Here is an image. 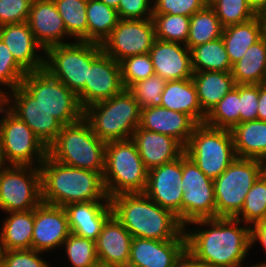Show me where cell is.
Masks as SVG:
<instances>
[{"label":"cell","mask_w":266,"mask_h":267,"mask_svg":"<svg viewBox=\"0 0 266 267\" xmlns=\"http://www.w3.org/2000/svg\"><path fill=\"white\" fill-rule=\"evenodd\" d=\"M27 23L35 40L44 50L73 42L53 0H33Z\"/></svg>","instance_id":"cell-19"},{"label":"cell","mask_w":266,"mask_h":267,"mask_svg":"<svg viewBox=\"0 0 266 267\" xmlns=\"http://www.w3.org/2000/svg\"><path fill=\"white\" fill-rule=\"evenodd\" d=\"M161 107L189 115L197 124L204 123L196 86L190 79L167 81L163 90Z\"/></svg>","instance_id":"cell-27"},{"label":"cell","mask_w":266,"mask_h":267,"mask_svg":"<svg viewBox=\"0 0 266 267\" xmlns=\"http://www.w3.org/2000/svg\"><path fill=\"white\" fill-rule=\"evenodd\" d=\"M132 238L130 232L112 215L95 241L98 261L116 267H128Z\"/></svg>","instance_id":"cell-26"},{"label":"cell","mask_w":266,"mask_h":267,"mask_svg":"<svg viewBox=\"0 0 266 267\" xmlns=\"http://www.w3.org/2000/svg\"><path fill=\"white\" fill-rule=\"evenodd\" d=\"M152 20L156 39L186 45L190 28V17L172 14H153Z\"/></svg>","instance_id":"cell-38"},{"label":"cell","mask_w":266,"mask_h":267,"mask_svg":"<svg viewBox=\"0 0 266 267\" xmlns=\"http://www.w3.org/2000/svg\"><path fill=\"white\" fill-rule=\"evenodd\" d=\"M153 14H172L191 17L203 9L206 0H152Z\"/></svg>","instance_id":"cell-46"},{"label":"cell","mask_w":266,"mask_h":267,"mask_svg":"<svg viewBox=\"0 0 266 267\" xmlns=\"http://www.w3.org/2000/svg\"><path fill=\"white\" fill-rule=\"evenodd\" d=\"M141 108L129 89L84 109L83 117L105 143L128 140L140 125Z\"/></svg>","instance_id":"cell-4"},{"label":"cell","mask_w":266,"mask_h":267,"mask_svg":"<svg viewBox=\"0 0 266 267\" xmlns=\"http://www.w3.org/2000/svg\"><path fill=\"white\" fill-rule=\"evenodd\" d=\"M248 267H263V266H258V265H253V264H251V265L248 266Z\"/></svg>","instance_id":"cell-61"},{"label":"cell","mask_w":266,"mask_h":267,"mask_svg":"<svg viewBox=\"0 0 266 267\" xmlns=\"http://www.w3.org/2000/svg\"><path fill=\"white\" fill-rule=\"evenodd\" d=\"M73 41L87 42L86 8L88 0H53Z\"/></svg>","instance_id":"cell-36"},{"label":"cell","mask_w":266,"mask_h":267,"mask_svg":"<svg viewBox=\"0 0 266 267\" xmlns=\"http://www.w3.org/2000/svg\"><path fill=\"white\" fill-rule=\"evenodd\" d=\"M6 165H7V164H6L5 161H4L3 154H2V151H1V139H0V172L2 171V169H3Z\"/></svg>","instance_id":"cell-57"},{"label":"cell","mask_w":266,"mask_h":267,"mask_svg":"<svg viewBox=\"0 0 266 267\" xmlns=\"http://www.w3.org/2000/svg\"><path fill=\"white\" fill-rule=\"evenodd\" d=\"M196 125L197 123L189 115L161 106L141 109L140 128L171 136L184 147Z\"/></svg>","instance_id":"cell-25"},{"label":"cell","mask_w":266,"mask_h":267,"mask_svg":"<svg viewBox=\"0 0 266 267\" xmlns=\"http://www.w3.org/2000/svg\"><path fill=\"white\" fill-rule=\"evenodd\" d=\"M0 39L27 72L44 69L45 50L35 40L27 22L1 25Z\"/></svg>","instance_id":"cell-21"},{"label":"cell","mask_w":266,"mask_h":267,"mask_svg":"<svg viewBox=\"0 0 266 267\" xmlns=\"http://www.w3.org/2000/svg\"><path fill=\"white\" fill-rule=\"evenodd\" d=\"M98 1L103 2L107 6H110V7L115 8V9L118 8V5L120 3V0H98Z\"/></svg>","instance_id":"cell-56"},{"label":"cell","mask_w":266,"mask_h":267,"mask_svg":"<svg viewBox=\"0 0 266 267\" xmlns=\"http://www.w3.org/2000/svg\"><path fill=\"white\" fill-rule=\"evenodd\" d=\"M33 0H0V26L27 22Z\"/></svg>","instance_id":"cell-48"},{"label":"cell","mask_w":266,"mask_h":267,"mask_svg":"<svg viewBox=\"0 0 266 267\" xmlns=\"http://www.w3.org/2000/svg\"><path fill=\"white\" fill-rule=\"evenodd\" d=\"M235 218L249 226L266 219V178L263 174L248 191L244 205Z\"/></svg>","instance_id":"cell-39"},{"label":"cell","mask_w":266,"mask_h":267,"mask_svg":"<svg viewBox=\"0 0 266 267\" xmlns=\"http://www.w3.org/2000/svg\"><path fill=\"white\" fill-rule=\"evenodd\" d=\"M21 86L63 125L83 117L77 95L45 69L27 72Z\"/></svg>","instance_id":"cell-9"},{"label":"cell","mask_w":266,"mask_h":267,"mask_svg":"<svg viewBox=\"0 0 266 267\" xmlns=\"http://www.w3.org/2000/svg\"><path fill=\"white\" fill-rule=\"evenodd\" d=\"M208 4L223 27L244 23L257 16L247 0H212Z\"/></svg>","instance_id":"cell-41"},{"label":"cell","mask_w":266,"mask_h":267,"mask_svg":"<svg viewBox=\"0 0 266 267\" xmlns=\"http://www.w3.org/2000/svg\"><path fill=\"white\" fill-rule=\"evenodd\" d=\"M262 30V37L266 39V7L257 12Z\"/></svg>","instance_id":"cell-53"},{"label":"cell","mask_w":266,"mask_h":267,"mask_svg":"<svg viewBox=\"0 0 266 267\" xmlns=\"http://www.w3.org/2000/svg\"><path fill=\"white\" fill-rule=\"evenodd\" d=\"M116 10L120 19H151L153 2L152 0H120Z\"/></svg>","instance_id":"cell-49"},{"label":"cell","mask_w":266,"mask_h":267,"mask_svg":"<svg viewBox=\"0 0 266 267\" xmlns=\"http://www.w3.org/2000/svg\"><path fill=\"white\" fill-rule=\"evenodd\" d=\"M262 174L266 178V159L262 160Z\"/></svg>","instance_id":"cell-58"},{"label":"cell","mask_w":266,"mask_h":267,"mask_svg":"<svg viewBox=\"0 0 266 267\" xmlns=\"http://www.w3.org/2000/svg\"><path fill=\"white\" fill-rule=\"evenodd\" d=\"M42 202L65 207L71 203L110 201L103 173L72 167L49 155L40 164Z\"/></svg>","instance_id":"cell-3"},{"label":"cell","mask_w":266,"mask_h":267,"mask_svg":"<svg viewBox=\"0 0 266 267\" xmlns=\"http://www.w3.org/2000/svg\"><path fill=\"white\" fill-rule=\"evenodd\" d=\"M70 229L64 207L41 202L34 209L31 249L48 253L62 248Z\"/></svg>","instance_id":"cell-18"},{"label":"cell","mask_w":266,"mask_h":267,"mask_svg":"<svg viewBox=\"0 0 266 267\" xmlns=\"http://www.w3.org/2000/svg\"><path fill=\"white\" fill-rule=\"evenodd\" d=\"M173 267H207L197 259L187 248L177 258Z\"/></svg>","instance_id":"cell-51"},{"label":"cell","mask_w":266,"mask_h":267,"mask_svg":"<svg viewBox=\"0 0 266 267\" xmlns=\"http://www.w3.org/2000/svg\"><path fill=\"white\" fill-rule=\"evenodd\" d=\"M113 215L132 237L155 240L186 239L184 226L170 210L145 193H123L110 198Z\"/></svg>","instance_id":"cell-2"},{"label":"cell","mask_w":266,"mask_h":267,"mask_svg":"<svg viewBox=\"0 0 266 267\" xmlns=\"http://www.w3.org/2000/svg\"><path fill=\"white\" fill-rule=\"evenodd\" d=\"M61 249L66 254L67 262L71 263L67 267H92L99 262L95 242L73 233L69 234Z\"/></svg>","instance_id":"cell-40"},{"label":"cell","mask_w":266,"mask_h":267,"mask_svg":"<svg viewBox=\"0 0 266 267\" xmlns=\"http://www.w3.org/2000/svg\"><path fill=\"white\" fill-rule=\"evenodd\" d=\"M148 170L131 140L106 143L103 182L109 198L123 193H144Z\"/></svg>","instance_id":"cell-6"},{"label":"cell","mask_w":266,"mask_h":267,"mask_svg":"<svg viewBox=\"0 0 266 267\" xmlns=\"http://www.w3.org/2000/svg\"><path fill=\"white\" fill-rule=\"evenodd\" d=\"M232 77L236 84L266 83V39L251 45L243 57L232 65Z\"/></svg>","instance_id":"cell-31"},{"label":"cell","mask_w":266,"mask_h":267,"mask_svg":"<svg viewBox=\"0 0 266 267\" xmlns=\"http://www.w3.org/2000/svg\"><path fill=\"white\" fill-rule=\"evenodd\" d=\"M262 175V161L238 158L214 181L216 217H235L246 195Z\"/></svg>","instance_id":"cell-8"},{"label":"cell","mask_w":266,"mask_h":267,"mask_svg":"<svg viewBox=\"0 0 266 267\" xmlns=\"http://www.w3.org/2000/svg\"><path fill=\"white\" fill-rule=\"evenodd\" d=\"M250 243L251 249L254 245L256 246L259 243L263 247V251L266 252V219L256 222L250 226ZM258 266H266V260L258 262Z\"/></svg>","instance_id":"cell-50"},{"label":"cell","mask_w":266,"mask_h":267,"mask_svg":"<svg viewBox=\"0 0 266 267\" xmlns=\"http://www.w3.org/2000/svg\"><path fill=\"white\" fill-rule=\"evenodd\" d=\"M223 26L214 9L207 4L190 17V28L186 42L189 50L192 48L221 38Z\"/></svg>","instance_id":"cell-34"},{"label":"cell","mask_w":266,"mask_h":267,"mask_svg":"<svg viewBox=\"0 0 266 267\" xmlns=\"http://www.w3.org/2000/svg\"><path fill=\"white\" fill-rule=\"evenodd\" d=\"M27 71L14 59L7 45L0 39V88L5 92L21 85Z\"/></svg>","instance_id":"cell-44"},{"label":"cell","mask_w":266,"mask_h":267,"mask_svg":"<svg viewBox=\"0 0 266 267\" xmlns=\"http://www.w3.org/2000/svg\"><path fill=\"white\" fill-rule=\"evenodd\" d=\"M184 232L186 248L207 267L250 266L244 263L251 250L250 226L239 219H199L187 224Z\"/></svg>","instance_id":"cell-1"},{"label":"cell","mask_w":266,"mask_h":267,"mask_svg":"<svg viewBox=\"0 0 266 267\" xmlns=\"http://www.w3.org/2000/svg\"><path fill=\"white\" fill-rule=\"evenodd\" d=\"M182 156L178 159L152 168L148 171L144 193L160 207L172 211L181 223V202L183 190Z\"/></svg>","instance_id":"cell-17"},{"label":"cell","mask_w":266,"mask_h":267,"mask_svg":"<svg viewBox=\"0 0 266 267\" xmlns=\"http://www.w3.org/2000/svg\"><path fill=\"white\" fill-rule=\"evenodd\" d=\"M184 153L214 181L236 158L231 130L197 124Z\"/></svg>","instance_id":"cell-7"},{"label":"cell","mask_w":266,"mask_h":267,"mask_svg":"<svg viewBox=\"0 0 266 267\" xmlns=\"http://www.w3.org/2000/svg\"><path fill=\"white\" fill-rule=\"evenodd\" d=\"M43 253L34 249L3 251L2 267H52Z\"/></svg>","instance_id":"cell-45"},{"label":"cell","mask_w":266,"mask_h":267,"mask_svg":"<svg viewBox=\"0 0 266 267\" xmlns=\"http://www.w3.org/2000/svg\"><path fill=\"white\" fill-rule=\"evenodd\" d=\"M250 6L255 10L257 13L261 9L266 7V0H247Z\"/></svg>","instance_id":"cell-54"},{"label":"cell","mask_w":266,"mask_h":267,"mask_svg":"<svg viewBox=\"0 0 266 267\" xmlns=\"http://www.w3.org/2000/svg\"><path fill=\"white\" fill-rule=\"evenodd\" d=\"M70 233L96 241L103 225L113 215L110 201L71 203L65 207Z\"/></svg>","instance_id":"cell-24"},{"label":"cell","mask_w":266,"mask_h":267,"mask_svg":"<svg viewBox=\"0 0 266 267\" xmlns=\"http://www.w3.org/2000/svg\"><path fill=\"white\" fill-rule=\"evenodd\" d=\"M155 39L152 18L120 19L101 48L105 54L120 62L126 57L149 53Z\"/></svg>","instance_id":"cell-15"},{"label":"cell","mask_w":266,"mask_h":267,"mask_svg":"<svg viewBox=\"0 0 266 267\" xmlns=\"http://www.w3.org/2000/svg\"><path fill=\"white\" fill-rule=\"evenodd\" d=\"M160 75L154 74L145 80L136 82L129 90L133 93L140 108L161 106L162 93L166 85Z\"/></svg>","instance_id":"cell-43"},{"label":"cell","mask_w":266,"mask_h":267,"mask_svg":"<svg viewBox=\"0 0 266 267\" xmlns=\"http://www.w3.org/2000/svg\"><path fill=\"white\" fill-rule=\"evenodd\" d=\"M239 84L228 92L206 115L208 126L232 130L239 124Z\"/></svg>","instance_id":"cell-37"},{"label":"cell","mask_w":266,"mask_h":267,"mask_svg":"<svg viewBox=\"0 0 266 267\" xmlns=\"http://www.w3.org/2000/svg\"><path fill=\"white\" fill-rule=\"evenodd\" d=\"M87 42L102 44L120 20L118 11L98 0H88Z\"/></svg>","instance_id":"cell-33"},{"label":"cell","mask_w":266,"mask_h":267,"mask_svg":"<svg viewBox=\"0 0 266 267\" xmlns=\"http://www.w3.org/2000/svg\"><path fill=\"white\" fill-rule=\"evenodd\" d=\"M105 150L106 143L93 133L89 122L82 117L62 127L48 147V155L61 164L103 173Z\"/></svg>","instance_id":"cell-5"},{"label":"cell","mask_w":266,"mask_h":267,"mask_svg":"<svg viewBox=\"0 0 266 267\" xmlns=\"http://www.w3.org/2000/svg\"><path fill=\"white\" fill-rule=\"evenodd\" d=\"M131 140L148 171L184 154L185 147L175 138L140 127L133 132Z\"/></svg>","instance_id":"cell-23"},{"label":"cell","mask_w":266,"mask_h":267,"mask_svg":"<svg viewBox=\"0 0 266 267\" xmlns=\"http://www.w3.org/2000/svg\"><path fill=\"white\" fill-rule=\"evenodd\" d=\"M0 224V246L3 251L31 249L34 209L10 212Z\"/></svg>","instance_id":"cell-29"},{"label":"cell","mask_w":266,"mask_h":267,"mask_svg":"<svg viewBox=\"0 0 266 267\" xmlns=\"http://www.w3.org/2000/svg\"><path fill=\"white\" fill-rule=\"evenodd\" d=\"M119 63L124 89L155 74L149 53L126 57Z\"/></svg>","instance_id":"cell-42"},{"label":"cell","mask_w":266,"mask_h":267,"mask_svg":"<svg viewBox=\"0 0 266 267\" xmlns=\"http://www.w3.org/2000/svg\"><path fill=\"white\" fill-rule=\"evenodd\" d=\"M258 84H239V123L258 120Z\"/></svg>","instance_id":"cell-47"},{"label":"cell","mask_w":266,"mask_h":267,"mask_svg":"<svg viewBox=\"0 0 266 267\" xmlns=\"http://www.w3.org/2000/svg\"><path fill=\"white\" fill-rule=\"evenodd\" d=\"M192 80L196 86L200 107L206 115L236 86L231 72H194Z\"/></svg>","instance_id":"cell-28"},{"label":"cell","mask_w":266,"mask_h":267,"mask_svg":"<svg viewBox=\"0 0 266 267\" xmlns=\"http://www.w3.org/2000/svg\"><path fill=\"white\" fill-rule=\"evenodd\" d=\"M6 107L23 120L47 148L64 126L21 85L6 92Z\"/></svg>","instance_id":"cell-16"},{"label":"cell","mask_w":266,"mask_h":267,"mask_svg":"<svg viewBox=\"0 0 266 267\" xmlns=\"http://www.w3.org/2000/svg\"><path fill=\"white\" fill-rule=\"evenodd\" d=\"M236 157L266 159V121L239 123L231 130Z\"/></svg>","instance_id":"cell-30"},{"label":"cell","mask_w":266,"mask_h":267,"mask_svg":"<svg viewBox=\"0 0 266 267\" xmlns=\"http://www.w3.org/2000/svg\"><path fill=\"white\" fill-rule=\"evenodd\" d=\"M1 151L7 165L40 167L48 148L29 126L7 107L0 116Z\"/></svg>","instance_id":"cell-10"},{"label":"cell","mask_w":266,"mask_h":267,"mask_svg":"<svg viewBox=\"0 0 266 267\" xmlns=\"http://www.w3.org/2000/svg\"><path fill=\"white\" fill-rule=\"evenodd\" d=\"M42 202L40 167L6 165L0 172V210L35 209Z\"/></svg>","instance_id":"cell-11"},{"label":"cell","mask_w":266,"mask_h":267,"mask_svg":"<svg viewBox=\"0 0 266 267\" xmlns=\"http://www.w3.org/2000/svg\"><path fill=\"white\" fill-rule=\"evenodd\" d=\"M154 72L166 81L192 78L191 51L181 43L155 39L149 51Z\"/></svg>","instance_id":"cell-22"},{"label":"cell","mask_w":266,"mask_h":267,"mask_svg":"<svg viewBox=\"0 0 266 267\" xmlns=\"http://www.w3.org/2000/svg\"><path fill=\"white\" fill-rule=\"evenodd\" d=\"M2 253H3V249L0 246V267H2Z\"/></svg>","instance_id":"cell-60"},{"label":"cell","mask_w":266,"mask_h":267,"mask_svg":"<svg viewBox=\"0 0 266 267\" xmlns=\"http://www.w3.org/2000/svg\"><path fill=\"white\" fill-rule=\"evenodd\" d=\"M5 107H6V92L0 88V115Z\"/></svg>","instance_id":"cell-55"},{"label":"cell","mask_w":266,"mask_h":267,"mask_svg":"<svg viewBox=\"0 0 266 267\" xmlns=\"http://www.w3.org/2000/svg\"><path fill=\"white\" fill-rule=\"evenodd\" d=\"M231 65L240 60L249 47L262 38L259 18L229 25L223 28L222 36Z\"/></svg>","instance_id":"cell-32"},{"label":"cell","mask_w":266,"mask_h":267,"mask_svg":"<svg viewBox=\"0 0 266 267\" xmlns=\"http://www.w3.org/2000/svg\"><path fill=\"white\" fill-rule=\"evenodd\" d=\"M258 120L266 121V83L259 84Z\"/></svg>","instance_id":"cell-52"},{"label":"cell","mask_w":266,"mask_h":267,"mask_svg":"<svg viewBox=\"0 0 266 267\" xmlns=\"http://www.w3.org/2000/svg\"><path fill=\"white\" fill-rule=\"evenodd\" d=\"M186 249V239L155 240L133 237L128 267H173Z\"/></svg>","instance_id":"cell-20"},{"label":"cell","mask_w":266,"mask_h":267,"mask_svg":"<svg viewBox=\"0 0 266 267\" xmlns=\"http://www.w3.org/2000/svg\"><path fill=\"white\" fill-rule=\"evenodd\" d=\"M124 89L120 63L102 51L101 45L91 42V66L88 80L77 94L81 108L110 99Z\"/></svg>","instance_id":"cell-14"},{"label":"cell","mask_w":266,"mask_h":267,"mask_svg":"<svg viewBox=\"0 0 266 267\" xmlns=\"http://www.w3.org/2000/svg\"><path fill=\"white\" fill-rule=\"evenodd\" d=\"M190 51L193 72H231L232 70V65L222 38L198 45Z\"/></svg>","instance_id":"cell-35"},{"label":"cell","mask_w":266,"mask_h":267,"mask_svg":"<svg viewBox=\"0 0 266 267\" xmlns=\"http://www.w3.org/2000/svg\"><path fill=\"white\" fill-rule=\"evenodd\" d=\"M44 53V69L77 95L88 80L91 42L73 41L49 47Z\"/></svg>","instance_id":"cell-12"},{"label":"cell","mask_w":266,"mask_h":267,"mask_svg":"<svg viewBox=\"0 0 266 267\" xmlns=\"http://www.w3.org/2000/svg\"><path fill=\"white\" fill-rule=\"evenodd\" d=\"M183 195L181 202V224L185 227L199 219L216 217L214 183L184 153L182 155Z\"/></svg>","instance_id":"cell-13"},{"label":"cell","mask_w":266,"mask_h":267,"mask_svg":"<svg viewBox=\"0 0 266 267\" xmlns=\"http://www.w3.org/2000/svg\"><path fill=\"white\" fill-rule=\"evenodd\" d=\"M92 267H116V266H112V265L103 264V263L98 262L97 264H95Z\"/></svg>","instance_id":"cell-59"}]
</instances>
